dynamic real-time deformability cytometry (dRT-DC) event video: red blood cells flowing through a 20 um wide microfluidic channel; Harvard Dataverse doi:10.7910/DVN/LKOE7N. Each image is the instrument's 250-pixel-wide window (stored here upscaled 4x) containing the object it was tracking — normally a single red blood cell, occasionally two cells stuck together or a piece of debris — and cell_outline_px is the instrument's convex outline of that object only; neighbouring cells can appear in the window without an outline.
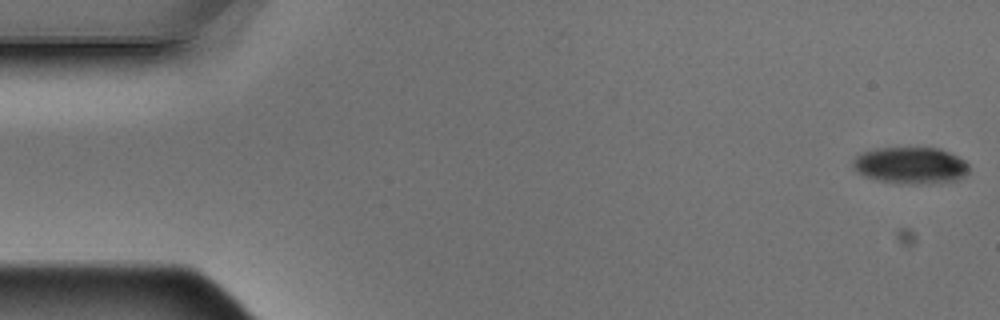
{"species": "Egyptian fruit bat (a non-hibernating species)", "species_latin": "Rousettus aegyptiacus", "temperature_condition": "warm", "stored_images_in_passage": 6, "segment_of_instrument_passage": [1, 2], "camera_frame_rate_fps": 3000, "um_per_image_px": 0.085, "animal": {"sex": "male"}, "frame": {"image": 1, "passage_image": 1, "time_ms": 0.0, "image_size_px": [1000, 320], "cell_outline_px": [[968, 172], [964, 176], [956, 180], [932, 184], [916, 184], [880, 180], [864, 176], [856, 172], [852, 164], [852, 160], [856, 156], [864, 152], [876, 148], [940, 148], [964, 160], [968, 164]], "centroid_in_image_um": [77.4, 14.06], "position_along_channel_um": 7.6, "area_um2": 24.68}}